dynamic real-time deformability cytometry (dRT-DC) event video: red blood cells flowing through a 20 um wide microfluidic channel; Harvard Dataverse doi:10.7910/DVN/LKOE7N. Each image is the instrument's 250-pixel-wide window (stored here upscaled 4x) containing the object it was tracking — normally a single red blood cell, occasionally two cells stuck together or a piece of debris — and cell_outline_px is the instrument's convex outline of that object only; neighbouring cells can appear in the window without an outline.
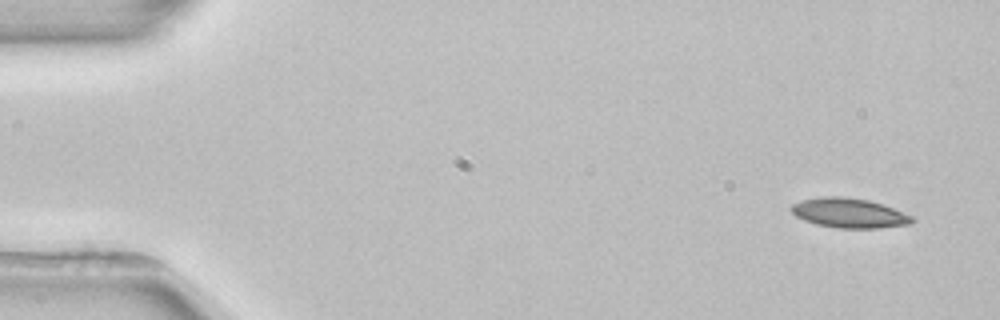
{"species": "common noctule bat (a hibernating species)", "species_latin": "Nyctalus noctula", "temperature_condition": "room temperature", "stored_images_in_passage": 4, "camera_frame_rate_fps": 3000, "um_per_image_px": 0.085, "animal": {"sex": "female", "body_mass_g": 22.7, "forearm_length_mm": 54.2}, "frame": {"image": 1, "passage_image": 1, "time_ms": 0.0, "image_size_px": [1000, 320], "cell_outline_px": [[916, 220], [912, 224], [880, 228], [836, 228], [816, 224], [804, 220], [796, 216], [788, 208], [792, 204], [800, 200], [824, 196], [840, 196], [868, 200], [892, 208], [912, 216]], "centroid_in_image_um": [72.15, 18.11], "position_along_channel_um": 12.8, "area_um2": 20.92}}